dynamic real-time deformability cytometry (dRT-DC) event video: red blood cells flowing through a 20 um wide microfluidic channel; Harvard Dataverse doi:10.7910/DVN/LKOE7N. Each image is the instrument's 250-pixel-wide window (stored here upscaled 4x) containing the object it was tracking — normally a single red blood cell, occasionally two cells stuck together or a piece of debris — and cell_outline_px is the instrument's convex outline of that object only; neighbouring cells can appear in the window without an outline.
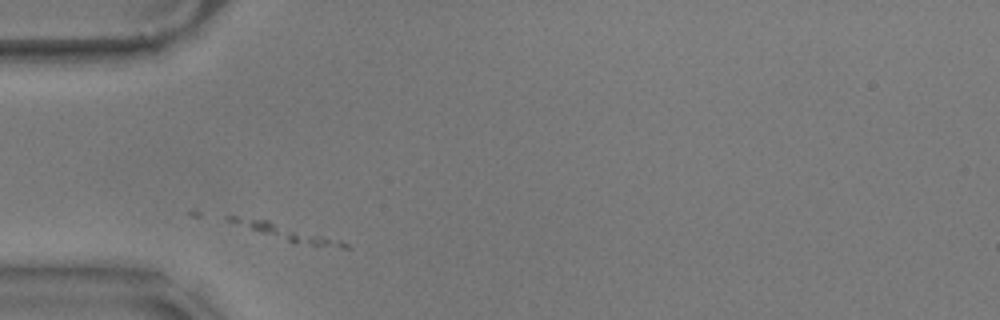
{"species": "common noctule bat (a hibernating species)", "species_latin": "Nyctalus noctula", "temperature_condition": "warm", "stored_images_in_passage": 12, "camera_frame_rate_fps": 3000, "um_per_image_px": 0.085, "animal": {"sex": "male", "body_mass_g": 17.9}, "frame": {"image": 1, "passage_image": 3, "time_ms": 0.667, "image_size_px": [1000, 320], "cell_outline_px": [[352, 248], [340, 248], [292, 244], [224, 220], [224, 216], [236, 216], [268, 220], [340, 240], [348, 244]], "centroid_in_image_um": [24.37, 19.78], "position_along_channel_um": 60.6, "area_um2": 10.92}}